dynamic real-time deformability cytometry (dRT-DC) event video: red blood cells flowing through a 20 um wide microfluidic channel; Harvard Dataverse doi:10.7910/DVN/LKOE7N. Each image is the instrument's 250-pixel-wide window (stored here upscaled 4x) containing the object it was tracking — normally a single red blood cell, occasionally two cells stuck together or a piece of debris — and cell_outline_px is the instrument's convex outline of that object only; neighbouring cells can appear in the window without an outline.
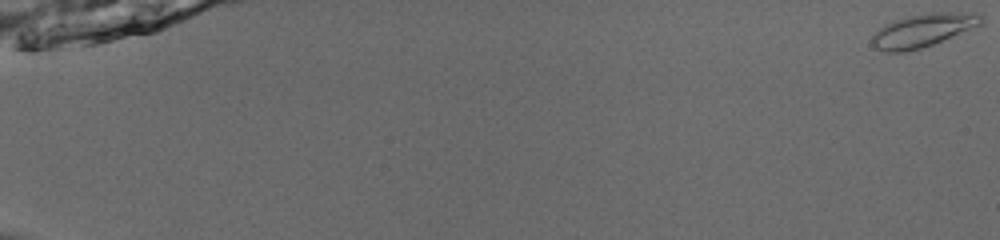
{"species": "common noctule bat (a hibernating species)", "species_latin": "Nyctalus noctula", "temperature_condition": "room temperature", "stored_images_in_passage": 54, "camera_frame_rate_fps": 3000, "um_per_image_px": 0.085, "animal": {"sex": "male", "body_mass_g": 13.0, "forearm_length_mm": 53.1}, "frame": {"image": 1, "passage_image": 1, "time_ms": 0.0, "image_size_px": [1000, 240], "cell_outline_px": [[984, 24], [932, 44], [920, 48], [904, 52], [888, 52], [876, 48], [872, 44], [872, 36], [884, 24], [908, 16], [932, 12], [980, 12], [984, 16]], "centroid_in_image_um": [78.53, 2.55], "position_along_channel_um": 6.5, "area_um2": 21.15}}
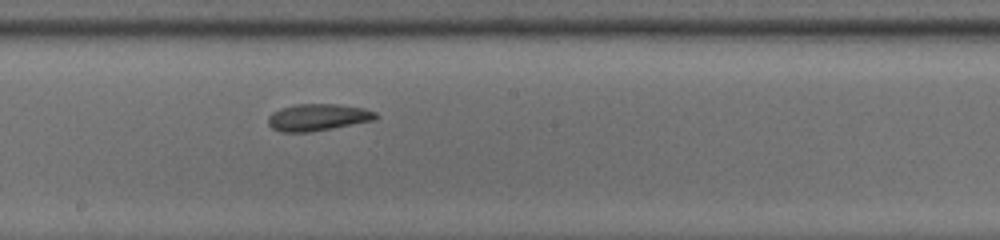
{"frame": {"image": 2, "passage_image": 33, "time_ms": 10.667, "image_size_px": [1000, 240], "cell_outline_px": [[380, 116], [376, 120], [332, 128], [308, 132], [280, 132], [272, 128], [268, 124], [268, 116], [272, 112], [280, 108], [296, 104], [340, 104], [364, 108], [376, 112]], "centroid_in_image_um": [27.03, 9.96], "position_along_channel_um": 221.2, "area_um2": 17.05}}
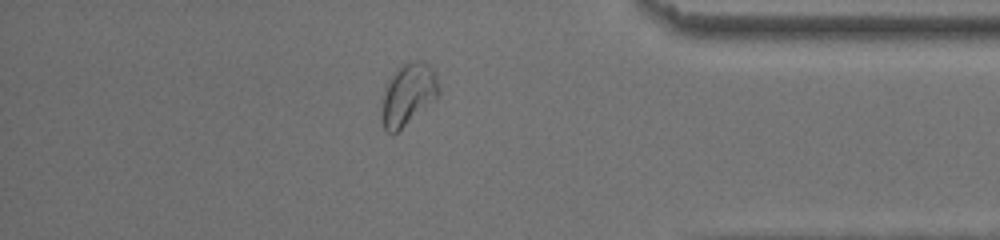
{"frame": {"image": 3, "passage_image": 48, "time_ms": 15.667, "image_size_px": [1000, 240], "cell_outline_px": [[440, 92], [436, 100], [396, 132], [388, 132], [384, 128], [380, 112], [384, 88], [388, 80], [400, 64], [412, 60], [424, 60], [432, 68], [440, 88]], "centroid_in_image_um": [34.69, 7.99], "position_along_channel_um": 400.5, "area_um2": 20.81}, "authors_computed_cell_mechanics": {"area_um2": 17.8891, "velocity_mm_per_s": 3.9394, "shape_relaxation_time_tau1_ms": 3.5568, "shape_relaxation_time_tau2_ms": 8.2958, "deformation_change_tau1": 0.0956, "deformation_change_tau2": 0.0797}}